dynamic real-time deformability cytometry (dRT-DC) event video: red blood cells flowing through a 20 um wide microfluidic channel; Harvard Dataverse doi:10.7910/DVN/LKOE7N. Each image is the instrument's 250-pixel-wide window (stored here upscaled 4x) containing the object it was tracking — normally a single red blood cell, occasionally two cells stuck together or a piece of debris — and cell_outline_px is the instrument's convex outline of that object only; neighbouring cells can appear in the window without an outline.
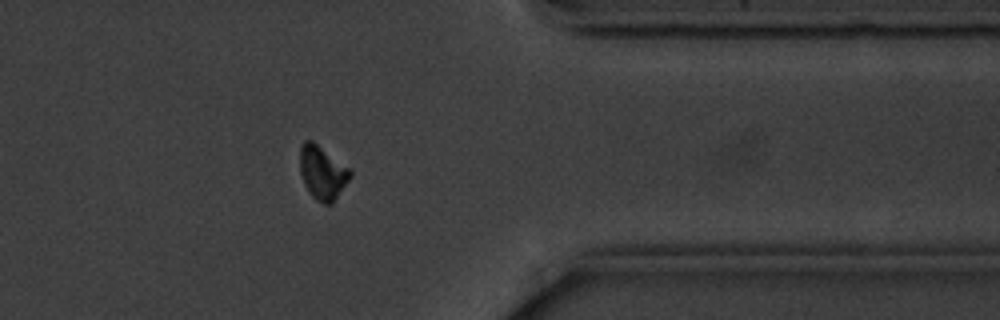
{"species": "common noctule bat (a hibernating species)", "species_latin": "Nyctalus noctula", "temperature_condition": "cold", "stored_images_in_passage": 13, "camera_frame_rate_fps": 3000, "um_per_image_px": 0.085, "animal": {"sex": "male", "body_mass_g": 20.1, "forearm_length_mm": 53.5}, "frame": {"image": 1, "passage_image": 13, "time_ms": 14.667, "image_size_px": [1000, 320], "cell_outline_px": [[352, 176], [332, 204], [324, 204], [316, 200], [308, 192], [304, 184], [300, 172], [300, 144], [304, 140], [312, 140], [348, 168], [352, 172]], "centroid_in_image_um": [27.39, 14.68], "position_along_channel_um": 384.0, "area_um2": 15.66}, "authors_computed_cell_mechanics": {"area_um2": 16.762, "velocity_mm_per_s": 3.5481, "shape_relaxation_time_tau1_ms": 0.9403, "shape_relaxation_time_tau2_ms": null, "deformation_change_tau1": 0.0681, "deformation_change_tau2": null}}